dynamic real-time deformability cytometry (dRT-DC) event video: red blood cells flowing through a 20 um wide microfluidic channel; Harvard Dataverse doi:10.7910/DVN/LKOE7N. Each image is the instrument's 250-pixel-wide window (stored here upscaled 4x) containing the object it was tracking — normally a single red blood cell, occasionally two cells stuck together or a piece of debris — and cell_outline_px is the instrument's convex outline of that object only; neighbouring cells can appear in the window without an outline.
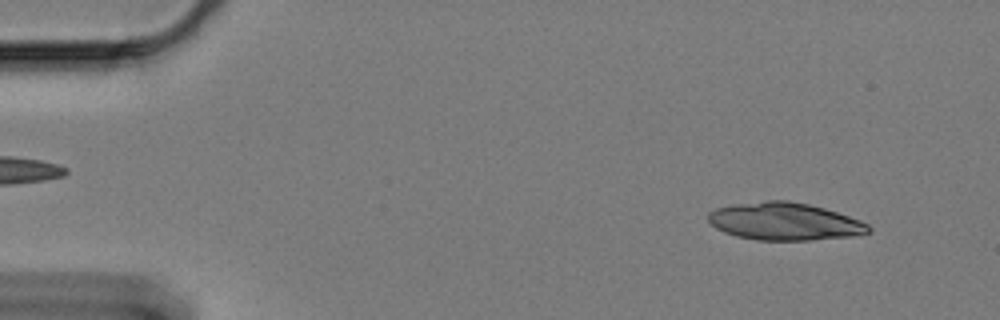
{"species": "Egyptian fruit bat (a non-hibernating species)", "species_latin": "Rousettus aegyptiacus", "temperature_condition": "cold", "stored_images_in_passage": 58, "segment_of_instrument_passage": [1, 2], "camera_frame_rate_fps": 3000, "um_per_image_px": 0.085, "animal": {"sex": "female"}, "frame": {"image": 1, "passage_image": 5, "time_ms": 1.333, "image_size_px": [1000, 320], "cell_outline_px": [[872, 232], [852, 236], [808, 240], [756, 240], [736, 236], [724, 232], [716, 228], [708, 220], [708, 212], [716, 208], [732, 204], [768, 200], [788, 200], [808, 204], [824, 208], [860, 220], [868, 224], [872, 228]], "centroid_in_image_um": [66.68, 18.82], "position_along_channel_um": 18.3, "area_um2": 35.14}}